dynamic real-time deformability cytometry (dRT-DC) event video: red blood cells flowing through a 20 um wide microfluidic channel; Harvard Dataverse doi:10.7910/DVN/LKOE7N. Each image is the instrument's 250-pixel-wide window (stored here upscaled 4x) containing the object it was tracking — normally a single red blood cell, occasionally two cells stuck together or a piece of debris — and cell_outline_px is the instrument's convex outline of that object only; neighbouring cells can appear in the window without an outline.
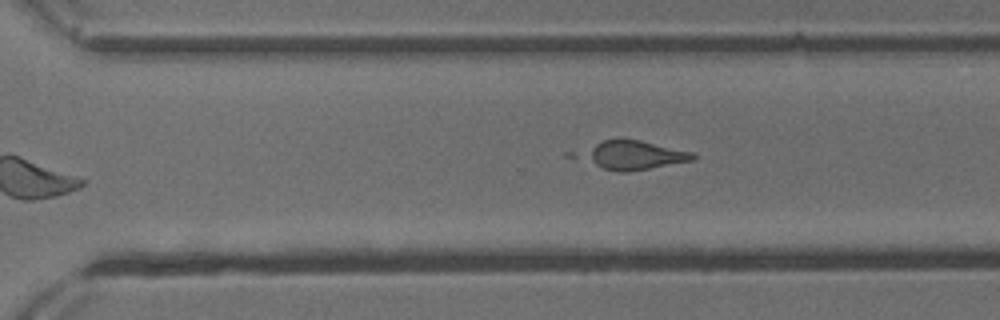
{"species": "common noctule bat (a hibernating species)", "species_latin": "Nyctalus noctula", "temperature_condition": "cold", "stored_images_in_passage": 11, "camera_frame_rate_fps": 3000, "um_per_image_px": 0.085, "animal": {"sex": "male", "body_mass_g": 13.3}, "frame": {"image": 1, "passage_image": 11, "time_ms": 12.667, "image_size_px": [1000, 320], "cell_outline_px": [[696, 156], [692, 160], [628, 172], [616, 172], [604, 168], [596, 164], [584, 156], [584, 152], [596, 144], [604, 140], [640, 140], [692, 152]], "centroid_in_image_um": [53.95, 13.19], "position_along_channel_um": 316.7, "area_um2": 17.69}}